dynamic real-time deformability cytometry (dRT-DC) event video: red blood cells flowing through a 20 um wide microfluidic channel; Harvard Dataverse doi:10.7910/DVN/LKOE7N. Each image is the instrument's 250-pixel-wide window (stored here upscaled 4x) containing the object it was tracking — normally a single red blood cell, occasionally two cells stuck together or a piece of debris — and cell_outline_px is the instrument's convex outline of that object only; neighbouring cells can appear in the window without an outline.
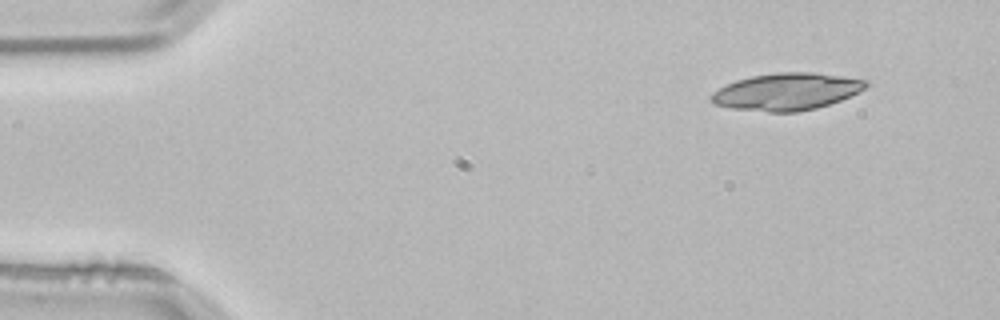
{"species": "common noctule bat (a hibernating species)", "species_latin": "Nyctalus noctula", "temperature_condition": "room temperature", "stored_images_in_passage": 3, "camera_frame_rate_fps": 3000, "um_per_image_px": 0.085, "animal": {"sex": "male", "body_mass_g": 21.5, "forearm_length_mm": 52.0}, "frame": {"image": 1, "passage_image": 3, "time_ms": 0.667, "image_size_px": [1000, 320], "cell_outline_px": [[872, 84], [860, 92], [840, 100], [816, 108], [796, 112], [768, 112], [732, 108], [716, 104], [708, 96], [712, 92], [736, 80], [752, 76], [776, 72], [812, 72], [868, 80]], "centroid_in_image_um": [66.9, 7.78], "position_along_channel_um": 18.1, "area_um2": 33.41}}